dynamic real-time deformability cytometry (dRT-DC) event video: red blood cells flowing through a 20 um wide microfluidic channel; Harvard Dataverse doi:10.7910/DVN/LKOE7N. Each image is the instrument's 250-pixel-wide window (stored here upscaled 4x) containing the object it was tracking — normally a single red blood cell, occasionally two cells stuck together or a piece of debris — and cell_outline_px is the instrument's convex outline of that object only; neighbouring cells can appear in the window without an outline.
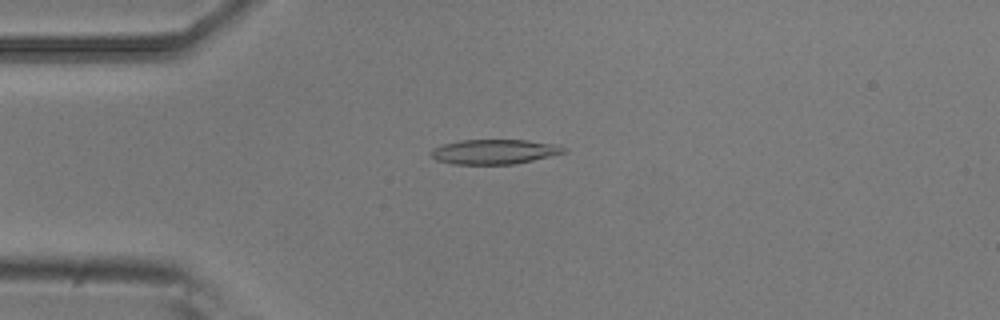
{"species": "common noctule bat (a hibernating species)", "species_latin": "Nyctalus noctula", "temperature_condition": "room temperature", "stored_images_in_passage": 6, "camera_frame_rate_fps": 3000, "um_per_image_px": 0.085, "animal": {"sex": "male", "body_mass_g": 20.5, "forearm_length_mm": 52.5}, "frame": {"image": 1, "passage_image": 4, "time_ms": 1.0, "image_size_px": [1000, 320], "cell_outline_px": [[568, 152], [532, 160], [512, 164], [452, 164], [436, 160], [428, 152], [432, 148], [444, 144], [460, 140], [528, 140], [556, 144], [568, 148]], "centroid_in_image_um": [42.02, 12.89], "position_along_channel_um": 43.0, "area_um2": 19.25}}
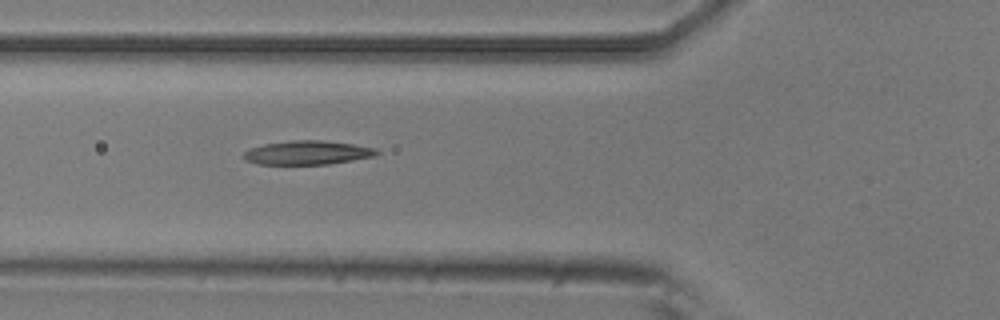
{"frame": {"image": 2, "passage_image": 6, "time_ms": 1.667, "image_size_px": [1000, 320], "cell_outline_px": [[380, 152], [372, 156], [352, 160], [328, 164], [256, 164], [244, 160], [244, 152], [248, 148], [264, 144], [292, 140], [320, 140], [352, 144], [376, 148]], "centroid_in_image_um": [26.08, 12.97], "position_along_channel_um": 99.7, "area_um2": 18.44}}